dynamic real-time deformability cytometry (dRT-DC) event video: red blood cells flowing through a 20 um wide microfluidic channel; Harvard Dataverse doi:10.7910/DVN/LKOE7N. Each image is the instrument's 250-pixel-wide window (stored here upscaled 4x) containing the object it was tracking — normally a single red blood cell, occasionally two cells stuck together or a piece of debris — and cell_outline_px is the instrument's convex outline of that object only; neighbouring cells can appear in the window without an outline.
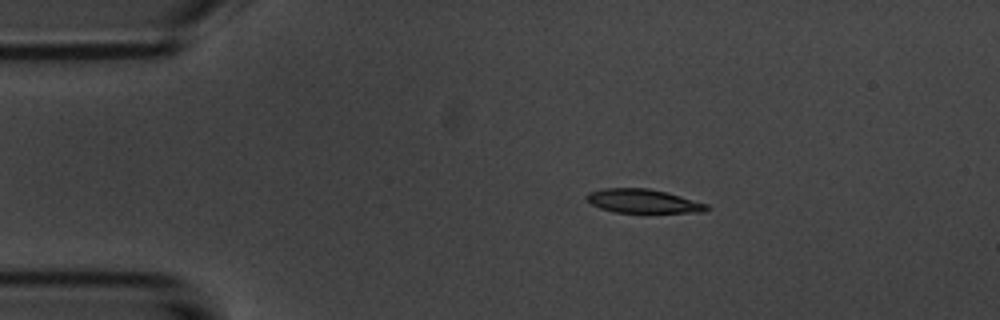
{"species": "common noctule bat (a hibernating species)", "species_latin": "Nyctalus noctula", "temperature_condition": "room temperature", "stored_images_in_passage": 2, "camera_frame_rate_fps": 3000, "um_per_image_px": 0.085, "animal": {"sex": "male", "body_mass_g": 20.1, "forearm_length_mm": 53.5}, "frame": {"image": 1, "passage_image": 1, "time_ms": 0.0, "image_size_px": [1000, 320], "cell_outline_px": [[712, 208], [704, 212], [612, 212], [600, 208], [592, 204], [584, 196], [588, 192], [604, 188], [648, 188], [668, 192], [708, 204]], "centroid_in_image_um": [54.68, 17.09], "position_along_channel_um": 30.3, "area_um2": 16.76}}